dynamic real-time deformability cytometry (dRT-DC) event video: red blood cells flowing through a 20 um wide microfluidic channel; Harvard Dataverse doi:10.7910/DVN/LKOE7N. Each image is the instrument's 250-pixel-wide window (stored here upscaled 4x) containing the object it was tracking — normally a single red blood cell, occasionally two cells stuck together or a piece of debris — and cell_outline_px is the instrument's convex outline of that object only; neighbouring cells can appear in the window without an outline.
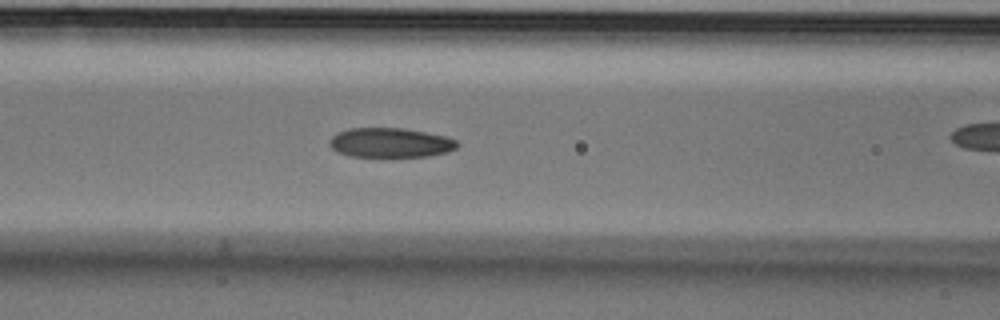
{"species": "Egyptian fruit bat (a non-hibernating species)", "species_latin": "Rousettus aegyptiacus", "temperature_condition": "cold", "stored_images_in_passage": 41, "camera_frame_rate_fps": 3000, "um_per_image_px": 0.085, "animal": {"sex": "male"}, "frame": {"image": 1, "passage_image": 19, "time_ms": 6.0, "image_size_px": [1000, 320], "cell_outline_px": [[460, 144], [456, 148], [448, 152], [428, 156], [348, 156], [332, 148], [328, 144], [328, 140], [336, 132], [348, 128], [404, 128], [448, 136], [456, 140]], "centroid_in_image_um": [33.19, 12.11], "position_along_channel_um": 133.4, "area_um2": 22.14}}
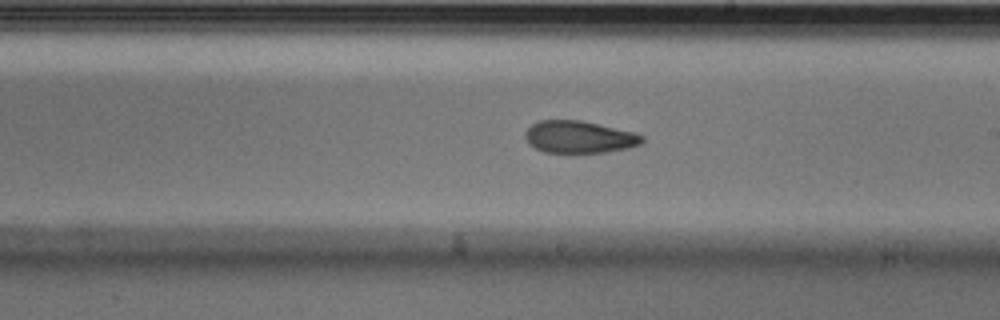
{"frame": {"image": 2, "passage_image": 28, "time_ms": 9.0, "image_size_px": [1000, 320], "cell_outline_px": [[644, 140], [640, 144], [628, 148], [608, 152], [544, 152], [528, 144], [524, 136], [524, 132], [532, 124], [540, 120], [580, 120], [632, 132], [644, 136]], "centroid_in_image_um": [49.2, 11.64], "position_along_channel_um": 239.8, "area_um2": 21.79}}
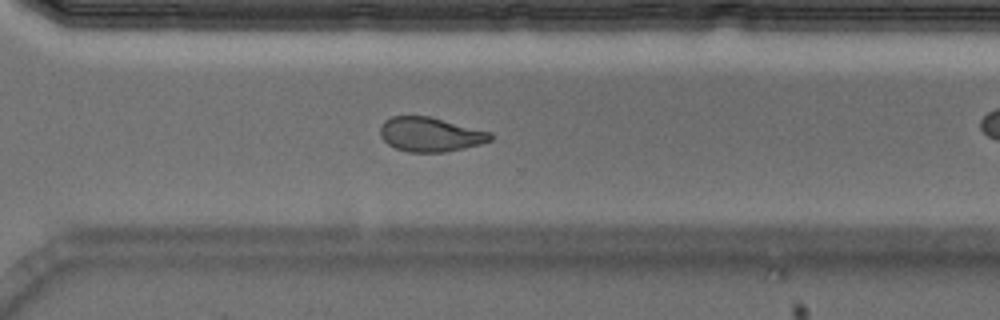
{"frame": {"image": 3, "passage_image": 36, "time_ms": 11.667, "image_size_px": [1000, 320], "cell_outline_px": [[492, 140], [480, 144], [444, 152], [408, 152], [396, 148], [388, 144], [380, 136], [380, 124], [384, 120], [392, 116], [428, 116], [492, 132]], "centroid_in_image_um": [36.55, 11.42], "position_along_channel_um": 334.0, "area_um2": 22.02}}